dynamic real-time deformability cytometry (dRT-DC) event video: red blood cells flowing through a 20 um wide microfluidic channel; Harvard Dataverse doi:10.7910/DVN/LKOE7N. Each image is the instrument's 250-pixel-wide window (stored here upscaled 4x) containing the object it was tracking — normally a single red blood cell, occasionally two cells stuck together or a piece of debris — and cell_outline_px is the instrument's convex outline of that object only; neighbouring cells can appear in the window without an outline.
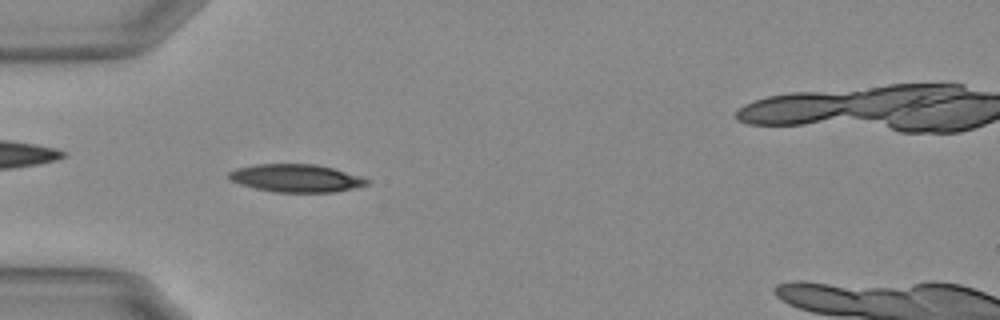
{"species": "Egyptian fruit bat (a non-hibernating species)", "species_latin": "Rousettus aegyptiacus", "temperature_condition": "warm", "stored_images_in_passage": 56, "camera_frame_rate_fps": 3000, "um_per_image_px": 0.085, "animal": {"sex": "female"}, "frame": {"image": 1, "passage_image": 17, "time_ms": 5.333, "image_size_px": [1000, 320], "cell_outline_px": [[372, 180], [368, 184], [356, 188], [332, 192], [276, 192], [256, 188], [240, 184], [232, 180], [228, 176], [228, 172], [236, 168], [260, 164], [316, 164], [332, 168], [360, 176]], "centroid_in_image_um": [25.2, 15.14], "position_along_channel_um": 59.8, "area_um2": 22.25}}
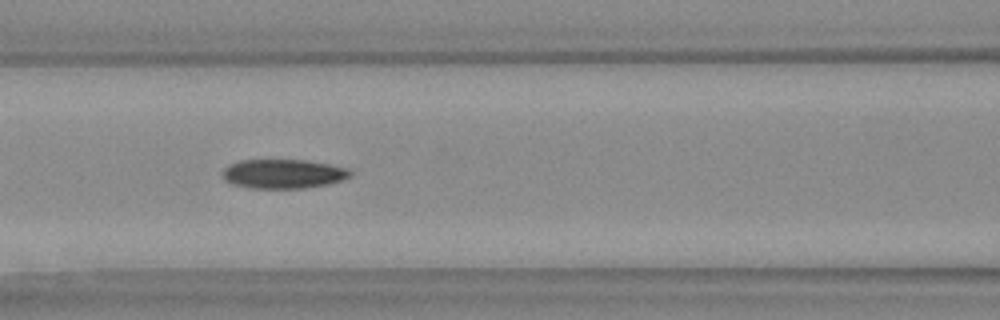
{"frame": {"image": 2, "passage_image": 24, "time_ms": 7.667, "image_size_px": [1000, 320], "cell_outline_px": [[352, 176], [344, 180], [328, 184], [304, 188], [248, 188], [232, 184], [224, 180], [220, 176], [220, 172], [228, 164], [240, 160], [304, 160], [352, 168]], "centroid_in_image_um": [24.06, 14.77], "position_along_channel_um": 142.5, "area_um2": 22.2}}
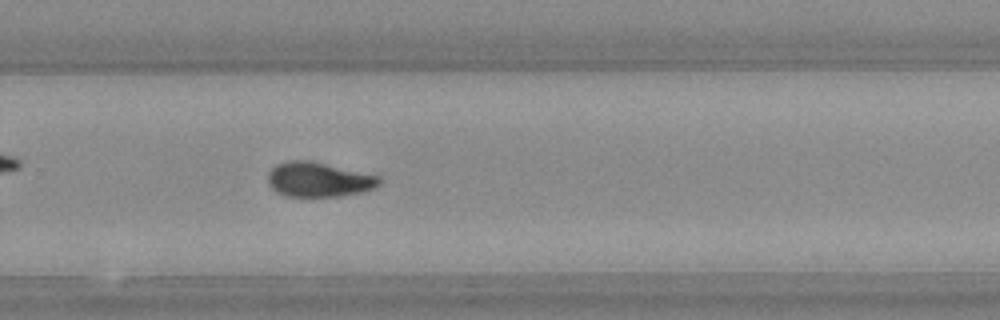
{"frame": {"image": 3, "passage_image": 37, "time_ms": 12.0, "image_size_px": [1000, 320], "cell_outline_px": [[380, 184], [364, 192], [340, 196], [284, 196], [276, 192], [268, 184], [268, 172], [276, 164], [288, 160], [308, 160], [380, 176]], "centroid_in_image_um": [27.05, 15.26], "position_along_channel_um": 302.7, "area_um2": 22.48}, "authors_computed_cell_mechanics": {"area_um2": 21.9929, "velocity_mm_per_s": 3.7137, "shape_relaxation_time_tau1_ms": 5.6675, "shape_relaxation_time_tau2_ms": 5.427, "deformation_change_tau1": 0.1886, "deformation_change_tau2": 0.1025}}